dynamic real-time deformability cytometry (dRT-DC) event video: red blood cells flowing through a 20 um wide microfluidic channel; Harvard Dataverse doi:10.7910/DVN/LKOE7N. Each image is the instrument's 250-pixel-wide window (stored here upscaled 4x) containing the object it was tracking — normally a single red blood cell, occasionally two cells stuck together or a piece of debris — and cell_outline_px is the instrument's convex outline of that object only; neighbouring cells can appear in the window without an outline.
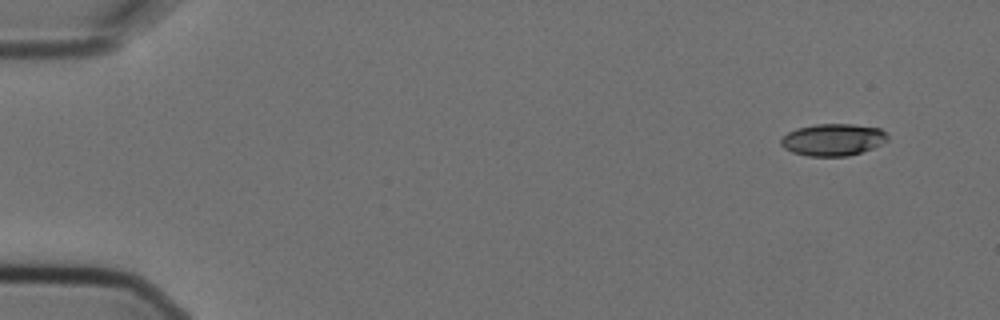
{"species": "Egyptian fruit bat (a non-hibernating species)", "species_latin": "Rousettus aegyptiacus", "temperature_condition": "cold", "stored_images_in_passage": 4, "camera_frame_rate_fps": 3000, "um_per_image_px": 0.085, "animal": {"sex": "female"}, "frame": {"image": 1, "passage_image": 1, "time_ms": 0.0, "image_size_px": [1000, 320], "cell_outline_px": [[888, 140], [872, 148], [848, 156], [808, 156], [792, 152], [784, 148], [780, 144], [780, 140], [788, 132], [796, 128], [816, 124], [852, 124], [880, 128], [888, 136]], "centroid_in_image_um": [70.78, 11.87], "position_along_channel_um": 14.2, "area_um2": 19.83}}
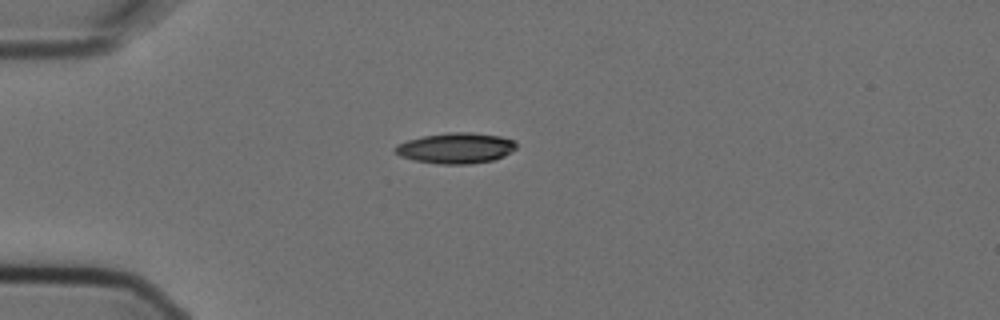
{"frame": {"image": 2, "passage_image": 4, "time_ms": 1.0, "image_size_px": [1000, 320], "cell_outline_px": [[516, 148], [504, 156], [492, 160], [468, 164], [436, 164], [416, 160], [400, 156], [396, 152], [396, 144], [408, 140], [424, 136], [448, 132], [472, 132], [500, 136], [512, 140], [516, 144]], "centroid_in_image_um": [38.75, 12.58], "position_along_channel_um": 46.2, "area_um2": 21.44}}